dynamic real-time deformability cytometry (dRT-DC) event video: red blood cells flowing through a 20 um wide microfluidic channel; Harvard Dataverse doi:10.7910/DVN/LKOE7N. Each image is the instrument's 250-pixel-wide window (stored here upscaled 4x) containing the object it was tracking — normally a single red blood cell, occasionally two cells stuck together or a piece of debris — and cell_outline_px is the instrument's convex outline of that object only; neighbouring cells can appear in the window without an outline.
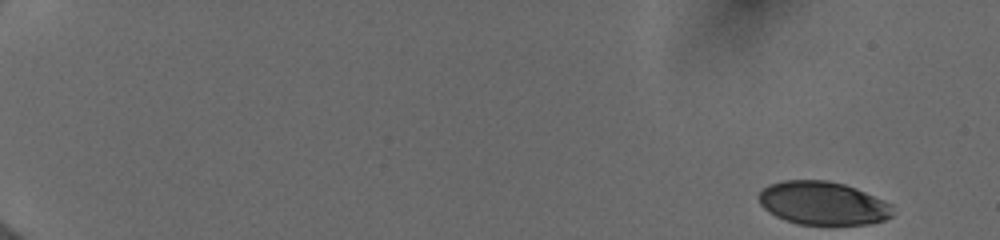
{"species": "human", "species_latin": "Homo sapiens", "temperature_condition": "cold", "stored_images_in_passage": 6, "camera_frame_rate_fps": 3000, "um_per_image_px": 0.085, "donor": {"sex": "female"}, "frame": {"image": 1, "passage_image": 1, "time_ms": 0.0, "image_size_px": [1000, 240], "cell_outline_px": [[892, 216], [884, 220], [868, 224], [796, 224], [776, 216], [764, 208], [760, 204], [760, 192], [768, 184], [784, 180], [828, 180], [844, 184], [856, 188], [892, 204]], "centroid_in_image_um": [69.95, 17.26], "position_along_channel_um": 15.1, "area_um2": 33.64}}